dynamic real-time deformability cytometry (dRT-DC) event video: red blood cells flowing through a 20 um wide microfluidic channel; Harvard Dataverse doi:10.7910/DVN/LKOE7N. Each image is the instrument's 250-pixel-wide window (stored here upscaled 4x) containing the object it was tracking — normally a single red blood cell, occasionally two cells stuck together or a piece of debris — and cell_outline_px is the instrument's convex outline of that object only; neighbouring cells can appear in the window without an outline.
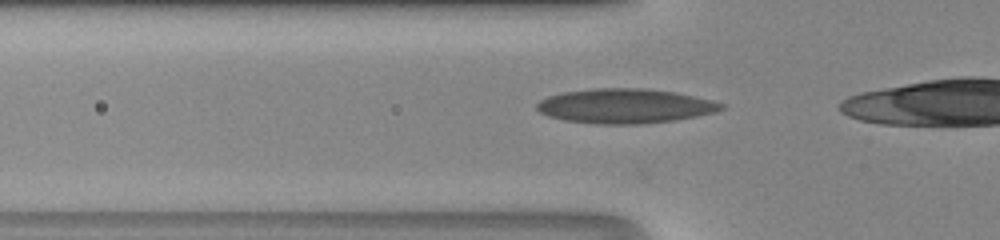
{"species": "human", "species_latin": "Homo sapiens", "temperature_condition": "room temperature", "stored_images_in_passage": 34, "camera_frame_rate_fps": 3000, "um_per_image_px": 0.085, "donor": {"sex": "male"}, "frame": {"image": 1, "passage_image": 12, "time_ms": 3.667, "image_size_px": [1000, 240], "cell_outline_px": [[724, 108], [716, 112], [676, 120], [640, 124], [596, 124], [564, 120], [548, 116], [540, 112], [536, 108], [536, 104], [540, 100], [548, 96], [564, 92], [592, 88], [644, 88], [676, 92], [712, 100], [724, 104]], "centroid_in_image_um": [53.12, 9.01], "position_along_channel_um": 72.7, "area_um2": 37.28}}
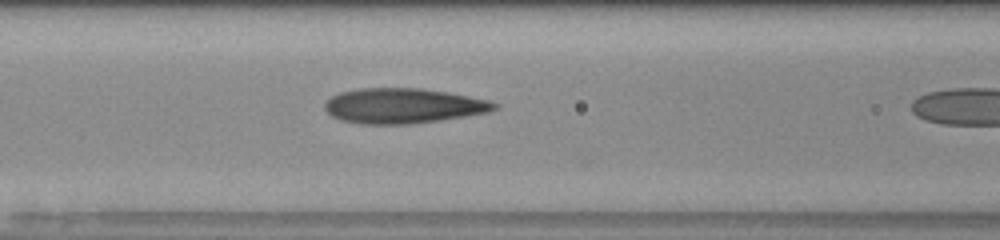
{"frame": {"image": 2, "passage_image": 16, "time_ms": 5.0, "image_size_px": [1000, 240], "cell_outline_px": [[500, 104], [496, 108], [488, 112], [440, 120], [408, 124], [360, 124], [340, 120], [332, 116], [324, 108], [324, 104], [332, 96], [340, 92], [360, 88], [420, 88], [448, 92], [488, 100]], "centroid_in_image_um": [34.25, 8.99], "position_along_channel_um": 132.3, "area_um2": 34.62}}
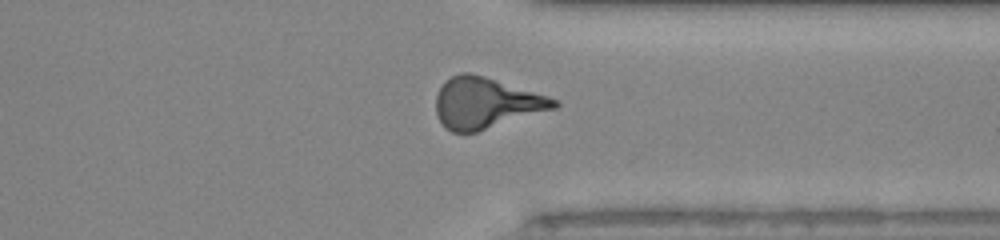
{"frame": {"image": 3, "passage_image": 32, "time_ms": 10.333, "image_size_px": [1000, 240], "cell_outline_px": [[560, 104], [556, 108], [476, 132], [452, 132], [444, 128], [436, 116], [436, 96], [444, 80], [460, 72], [468, 72], [484, 76], [548, 96], [556, 100]], "centroid_in_image_um": [41.26, 8.76], "position_along_channel_um": 370.1, "area_um2": 34.91}}